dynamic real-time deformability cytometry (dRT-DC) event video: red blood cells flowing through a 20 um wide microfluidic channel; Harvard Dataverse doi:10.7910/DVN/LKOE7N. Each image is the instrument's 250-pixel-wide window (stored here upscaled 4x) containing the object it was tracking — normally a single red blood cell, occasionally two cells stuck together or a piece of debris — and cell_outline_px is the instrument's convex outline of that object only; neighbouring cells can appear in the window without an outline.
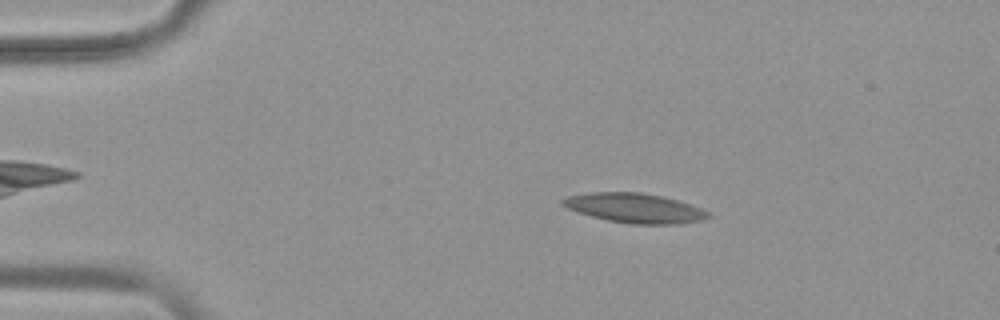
{"species": "common noctule bat (a hibernating species)", "species_latin": "Nyctalus noctula", "temperature_condition": "warm", "stored_images_in_passage": 56, "camera_frame_rate_fps": 3000, "um_per_image_px": 0.085, "animal": {"sex": "female", "body_mass_g": 19.9}, "frame": {"image": 1, "passage_image": 10, "time_ms": 3.0, "image_size_px": [1000, 320], "cell_outline_px": [[712, 216], [704, 220], [680, 224], [632, 224], [608, 220], [592, 216], [568, 208], [560, 204], [560, 200], [568, 196], [588, 192], [640, 192], [660, 196], [676, 200], [712, 212]], "centroid_in_image_um": [53.98, 17.69], "position_along_channel_um": 31.0, "area_um2": 25.03}}
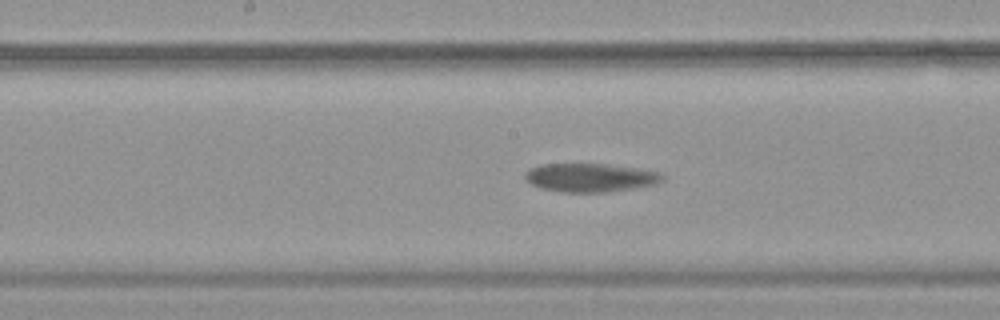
{"frame": {"image": 2, "passage_image": 29, "time_ms": 9.333, "image_size_px": [1000, 320], "cell_outline_px": [[664, 180], [656, 184], [632, 188], [604, 192], [564, 192], [544, 188], [532, 184], [524, 180], [524, 172], [528, 168], [540, 164], [604, 164], [636, 168], [660, 172], [664, 176]], "centroid_in_image_um": [50.15, 15.08], "position_along_channel_um": 198.1, "area_um2": 22.77}}
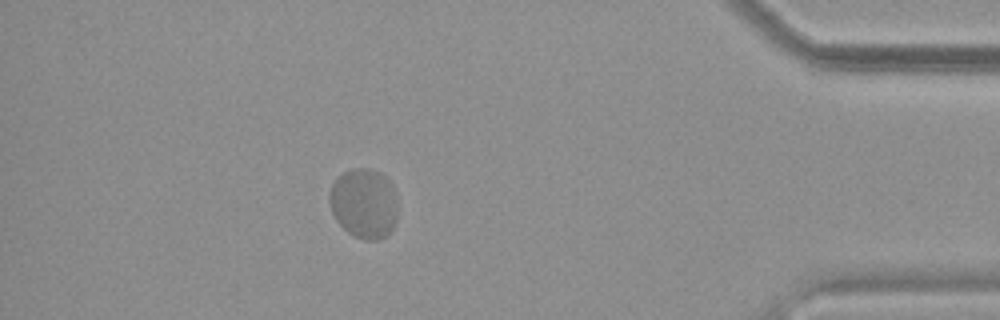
{"frame": {"image": 3, "passage_image": 50, "time_ms": 16.333, "image_size_px": [1000, 320], "cell_outline_px": [[396, 224], [384, 236], [376, 240], [364, 240], [348, 232], [336, 220], [332, 212], [328, 200], [328, 192], [336, 176], [352, 168], [368, 168], [380, 172], [392, 184], [396, 196]], "centroid_in_image_um": [30.91, 17.26], "position_along_channel_um": 404.3, "area_um2": 27.98}}